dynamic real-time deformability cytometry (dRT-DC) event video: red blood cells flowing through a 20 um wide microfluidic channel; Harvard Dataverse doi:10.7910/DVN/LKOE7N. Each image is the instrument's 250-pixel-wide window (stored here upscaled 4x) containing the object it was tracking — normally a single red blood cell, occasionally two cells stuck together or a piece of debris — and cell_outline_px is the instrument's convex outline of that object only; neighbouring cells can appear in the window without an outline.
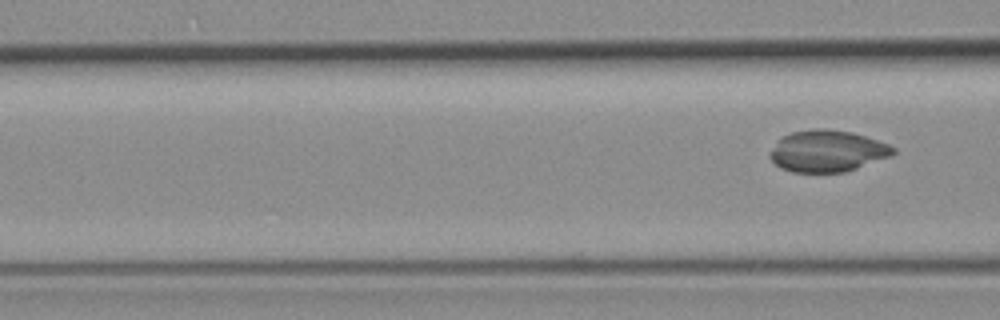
{"species": "common noctule bat (a hibernating species)", "species_latin": "Nyctalus noctula", "temperature_condition": "room temperature", "stored_images_in_passage": 5, "segment_of_instrument_passage": [2, 2], "camera_frame_rate_fps": 3000, "um_per_image_px": 0.085, "animal": {"sex": "female", "body_mass_g": 19.3, "forearm_length_mm": 54.1}, "frame": {"image": 1, "passage_image": 5, "time_ms": 6.0, "image_size_px": [1000, 320], "cell_outline_px": [[896, 152], [892, 156], [844, 172], [792, 172], [780, 168], [768, 156], [780, 140], [784, 136], [792, 132], [812, 128], [824, 128], [852, 132], [888, 144], [896, 148]], "centroid_in_image_um": [70.35, 12.84], "position_along_channel_um": 96.2, "area_um2": 29.65}}